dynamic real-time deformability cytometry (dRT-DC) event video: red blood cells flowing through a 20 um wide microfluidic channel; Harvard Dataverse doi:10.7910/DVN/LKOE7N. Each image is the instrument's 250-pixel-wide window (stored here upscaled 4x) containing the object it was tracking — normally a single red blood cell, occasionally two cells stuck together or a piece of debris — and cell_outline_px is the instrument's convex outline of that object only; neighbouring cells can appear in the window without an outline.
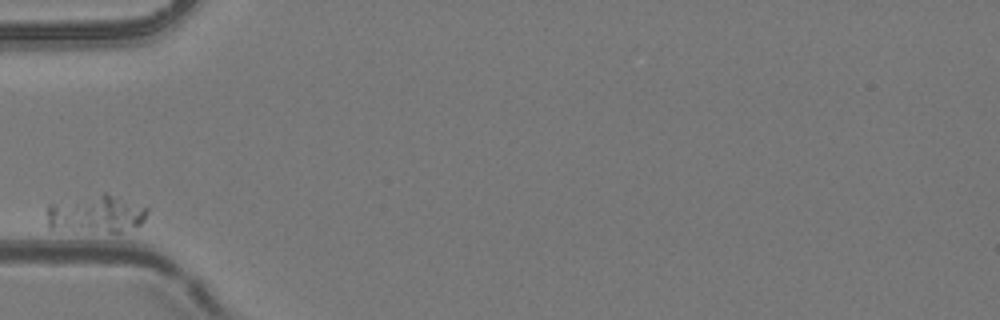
{"species": "common noctule bat (a hibernating species)", "species_latin": "Nyctalus noctula", "temperature_condition": "room temperature", "stored_images_in_passage": 4, "camera_frame_rate_fps": 3000, "um_per_image_px": 0.085, "animal": {"sex": "female", "body_mass_g": 24.6, "forearm_length_mm": 56.2}, "frame": {"image": 1, "passage_image": 1, "time_ms": 0.0, "image_size_px": [1000, 320], "cell_outline_px": [[148, 212], [144, 220], [140, 224], [120, 232], [108, 232], [48, 228], [44, 212], [48, 204], [104, 192], [108, 192], [148, 208]], "centroid_in_image_um": [8.12, 18.16], "position_along_channel_um": 76.9, "area_um2": 22.31}}
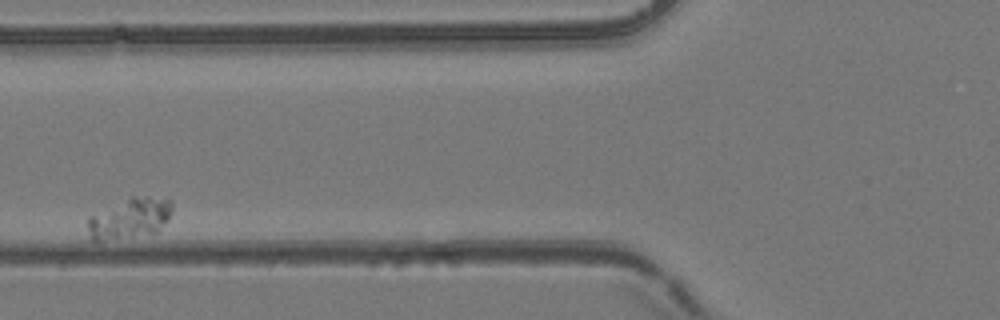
{"frame": {"image": 2, "passage_image": 2, "time_ms": 0.333, "image_size_px": [1000, 320], "cell_outline_px": [[172, 212], [168, 220], [160, 232], [132, 236], [96, 240], [92, 240], [88, 228], [88, 216], [132, 196], [148, 196], [172, 200]], "centroid_in_image_um": [11.09, 18.53], "position_along_channel_um": 114.7, "area_um2": 19.77}}
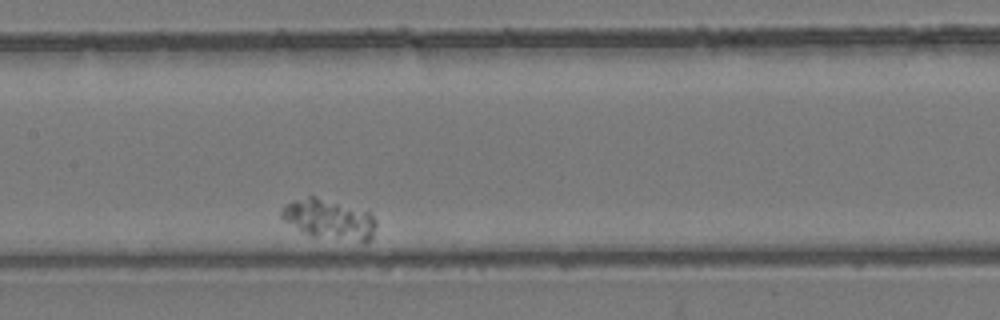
{"frame": {"image": 3, "passage_image": 4, "time_ms": 1.0, "image_size_px": [1000, 320], "cell_outline_px": [[376, 224], [372, 236], [364, 244], [312, 236], [300, 232], [284, 220], [280, 216], [280, 208], [284, 204], [292, 200], [308, 196], [316, 196], [368, 212], [376, 220]], "centroid_in_image_um": [27.94, 18.67], "position_along_channel_um": 179.5, "area_um2": 22.43}}